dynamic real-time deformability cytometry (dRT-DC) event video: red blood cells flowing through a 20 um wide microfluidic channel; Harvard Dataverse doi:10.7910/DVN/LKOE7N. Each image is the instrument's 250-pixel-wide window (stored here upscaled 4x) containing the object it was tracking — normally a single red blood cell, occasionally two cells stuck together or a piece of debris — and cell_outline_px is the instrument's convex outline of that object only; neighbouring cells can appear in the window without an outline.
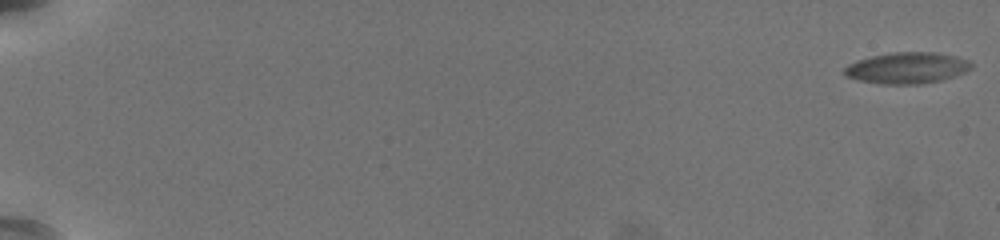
{"species": "common noctule bat (a hibernating species)", "species_latin": "Nyctalus noctula", "temperature_condition": "warm", "stored_images_in_passage": 60, "camera_frame_rate_fps": 3000, "um_per_image_px": 0.085, "animal": {"sex": "female", "body_mass_g": 19.5, "forearm_length_mm": 54.1}, "frame": {"image": 1, "passage_image": 1, "time_ms": 0.0, "image_size_px": [1000, 240], "cell_outline_px": [[972, 68], [956, 76], [940, 80], [920, 84], [880, 84], [860, 80], [844, 76], [844, 68], [848, 64], [856, 60], [872, 56], [892, 52], [936, 52], [956, 56], [968, 60], [972, 64]], "centroid_in_image_um": [77.09, 5.77], "position_along_channel_um": 7.9, "area_um2": 23.18}}
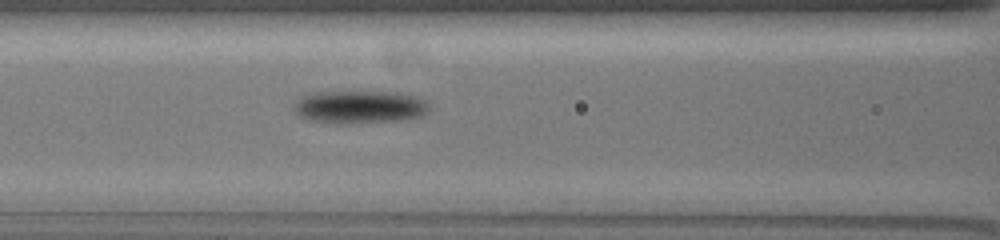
{"frame": {"image": 2, "passage_image": 30, "time_ms": 9.667, "image_size_px": [1000, 240], "cell_outline_px": [[428, 108], [420, 116], [396, 120], [336, 124], [312, 120], [300, 116], [292, 108], [296, 100], [300, 96], [312, 92], [400, 92], [420, 96], [428, 100]], "centroid_in_image_um": [30.54, 9.07], "position_along_channel_um": 136.1, "area_um2": 25.95}}
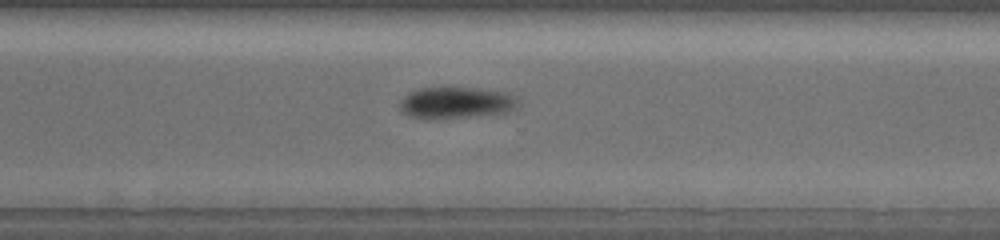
{"frame": {"image": 3, "passage_image": 46, "time_ms": 15.0, "image_size_px": [1000, 240], "cell_outline_px": [[520, 104], [516, 108], [508, 112], [476, 116], [408, 116], [400, 108], [400, 100], [404, 96], [420, 88], [444, 84], [448, 84], [484, 88], [508, 92], [516, 96]], "centroid_in_image_um": [38.87, 8.63], "position_along_channel_um": 331.7, "area_um2": 22.14}, "authors_computed_cell_mechanics": {"area_um2": 22.5709, "velocity_mm_per_s": 3.6798, "shape_relaxation_time_tau1_ms": 1.3364, "shape_relaxation_time_tau2_ms": null, "deformation_change_tau1": 0.0827, "deformation_change_tau2": null}}